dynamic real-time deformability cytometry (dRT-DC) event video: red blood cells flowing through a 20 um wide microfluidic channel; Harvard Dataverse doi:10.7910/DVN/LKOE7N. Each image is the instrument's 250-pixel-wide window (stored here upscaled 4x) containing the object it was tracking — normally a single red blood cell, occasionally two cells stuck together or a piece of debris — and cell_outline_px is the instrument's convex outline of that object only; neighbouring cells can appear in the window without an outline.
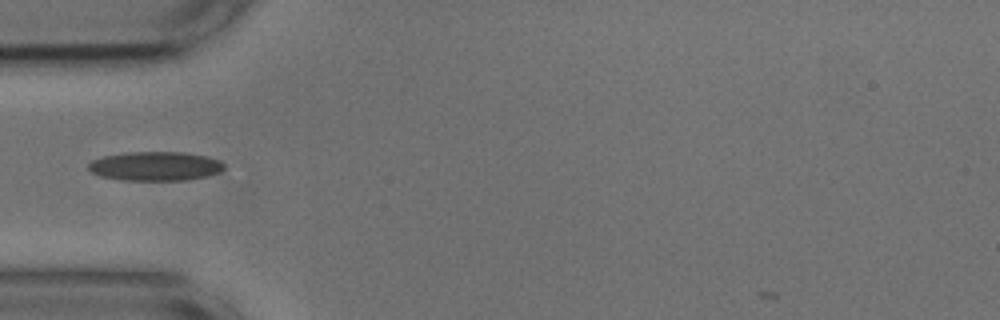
{"species": "common noctule bat (a hibernating species)", "species_latin": "Nyctalus noctula", "temperature_condition": "cold", "stored_images_in_passage": 38, "camera_frame_rate_fps": 3000, "um_per_image_px": 0.085, "animal": {"sex": "male", "body_mass_g": 17.9, "forearm_length_mm": 54.2}, "frame": {"image": 1, "passage_image": 1, "time_ms": 0.0, "image_size_px": [1000, 320], "cell_outline_px": [[224, 168], [220, 172], [208, 176], [188, 180], [120, 180], [100, 176], [92, 172], [88, 168], [88, 164], [92, 160], [104, 156], [128, 152], [184, 152], [204, 156], [220, 160], [224, 164]], "centroid_in_image_um": [13.21, 14.13], "position_along_channel_um": 71.8, "area_um2": 23.06}}
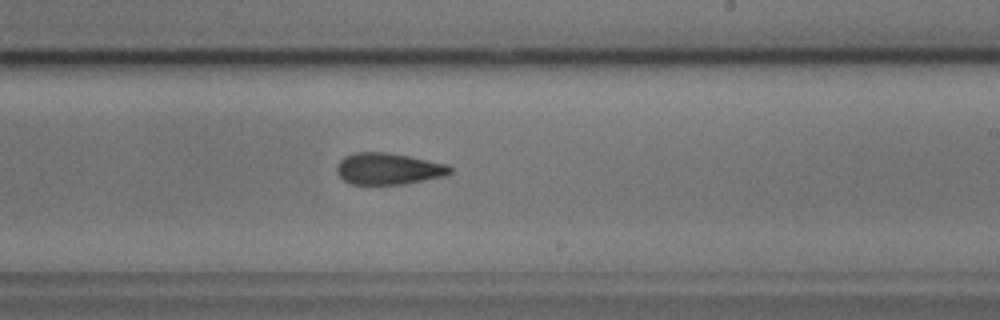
{"frame": {"image": 2, "passage_image": 16, "time_ms": 5.0, "image_size_px": [1000, 320], "cell_outline_px": [[452, 172], [444, 176], [404, 184], [352, 184], [344, 180], [336, 172], [336, 164], [344, 156], [352, 152], [388, 152], [448, 164], [452, 168]], "centroid_in_image_um": [32.99, 14.33], "position_along_channel_um": 256.0, "area_um2": 20.92}}
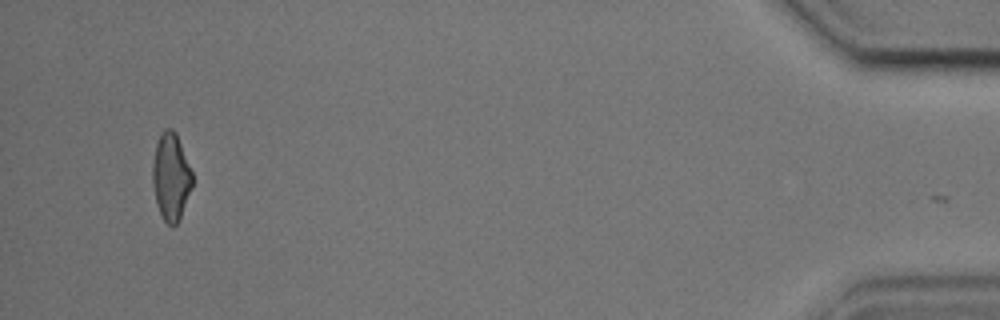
{"frame": {"image": 3, "passage_image": 36, "time_ms": 11.667, "image_size_px": [1000, 320], "cell_outline_px": [[192, 188], [180, 216], [176, 224], [172, 228], [164, 220], [156, 204], [152, 184], [152, 164], [156, 144], [160, 132], [164, 128], [172, 128], [176, 132], [192, 172]], "centroid_in_image_um": [14.51, 15.0], "position_along_channel_um": 420.7, "area_um2": 20.29}}